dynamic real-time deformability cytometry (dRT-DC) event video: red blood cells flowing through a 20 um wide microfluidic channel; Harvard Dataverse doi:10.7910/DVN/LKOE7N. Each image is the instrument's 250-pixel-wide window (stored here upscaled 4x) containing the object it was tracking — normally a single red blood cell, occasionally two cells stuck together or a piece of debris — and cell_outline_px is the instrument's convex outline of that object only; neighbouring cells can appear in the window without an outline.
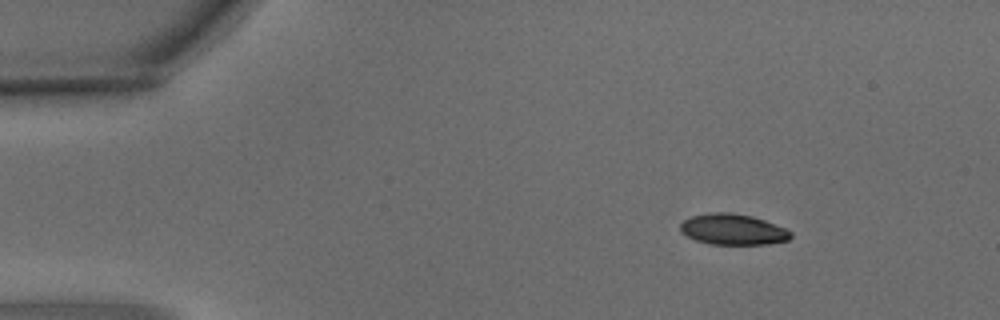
{"species": "common noctule bat (a hibernating species)", "species_latin": "Nyctalus noctula", "temperature_condition": "warm", "stored_images_in_passage": 5, "camera_frame_rate_fps": 3000, "um_per_image_px": 0.085, "animal": {"sex": "male", "body_mass_g": 15.6}, "frame": {"image": 1, "passage_image": 2, "time_ms": 0.333, "image_size_px": [1000, 320], "cell_outline_px": [[792, 236], [788, 240], [768, 244], [712, 244], [696, 240], [680, 232], [680, 224], [684, 220], [692, 216], [712, 212], [732, 212], [752, 216], [764, 220], [784, 228], [792, 232]], "centroid_in_image_um": [62.29, 19.49], "position_along_channel_um": 22.7, "area_um2": 19.77}}
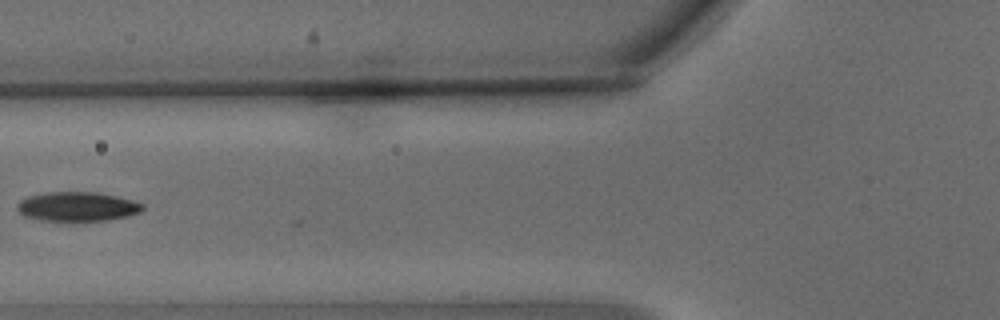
{"frame": {"image": 2, "passage_image": 4, "time_ms": 1.0, "image_size_px": [1000, 320], "cell_outline_px": [[144, 208], [140, 212], [128, 216], [108, 220], [40, 220], [24, 216], [16, 208], [16, 204], [20, 200], [28, 196], [44, 192], [96, 192], [136, 200], [144, 204]], "centroid_in_image_um": [6.58, 17.54], "position_along_channel_um": 119.2, "area_um2": 21.5}}
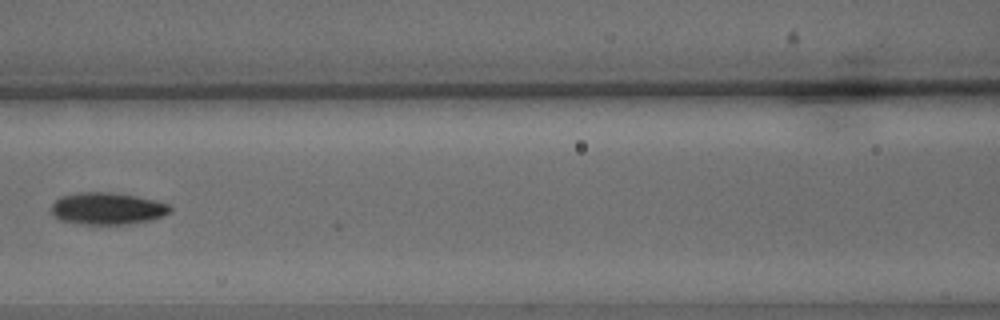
{"frame": {"image": 3, "passage_image": 5, "time_ms": 1.333, "image_size_px": [1000, 320], "cell_outline_px": [[172, 212], [164, 216], [152, 220], [132, 224], [92, 228], [60, 220], [52, 216], [52, 204], [60, 196], [76, 192], [112, 192], [136, 196], [156, 200], [168, 204], [172, 208]], "centroid_in_image_um": [9.11, 17.78], "position_along_channel_um": 157.5, "area_um2": 23.41}}